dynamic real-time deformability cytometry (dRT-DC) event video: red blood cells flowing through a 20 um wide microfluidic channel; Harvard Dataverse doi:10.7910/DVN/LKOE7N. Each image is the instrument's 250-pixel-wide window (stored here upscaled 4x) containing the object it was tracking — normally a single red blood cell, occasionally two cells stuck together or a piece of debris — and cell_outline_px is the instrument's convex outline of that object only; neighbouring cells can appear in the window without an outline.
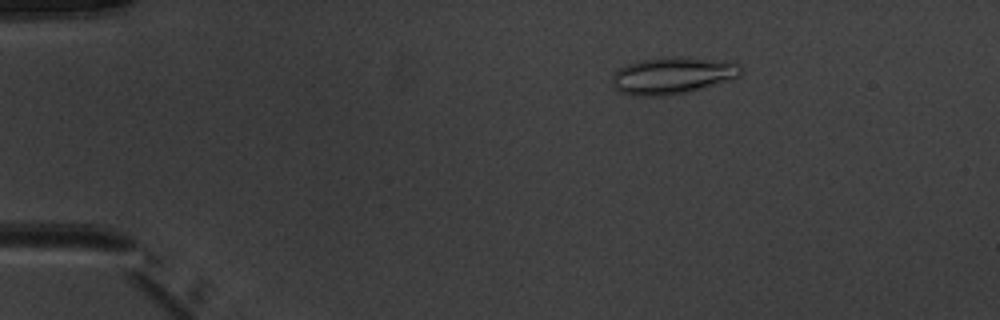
{"species": "common noctule bat (a hibernating species)", "species_latin": "Nyctalus noctula", "temperature_condition": "warm", "stored_images_in_passage": 4, "camera_frame_rate_fps": 3000, "um_per_image_px": 0.085, "animal": {"sex": "male", "body_mass_g": 20.1, "forearm_length_mm": 53.5}, "frame": {"image": 1, "passage_image": 2, "time_ms": 2.0, "image_size_px": [1000, 320], "cell_outline_px": [[744, 72], [740, 76], [684, 92], [660, 96], [640, 96], [620, 92], [612, 88], [612, 76], [620, 68], [628, 64], [640, 60], [668, 56], [680, 56], [740, 64]], "centroid_in_image_um": [57.1, 6.41], "position_along_channel_um": 27.9, "area_um2": 27.17}}